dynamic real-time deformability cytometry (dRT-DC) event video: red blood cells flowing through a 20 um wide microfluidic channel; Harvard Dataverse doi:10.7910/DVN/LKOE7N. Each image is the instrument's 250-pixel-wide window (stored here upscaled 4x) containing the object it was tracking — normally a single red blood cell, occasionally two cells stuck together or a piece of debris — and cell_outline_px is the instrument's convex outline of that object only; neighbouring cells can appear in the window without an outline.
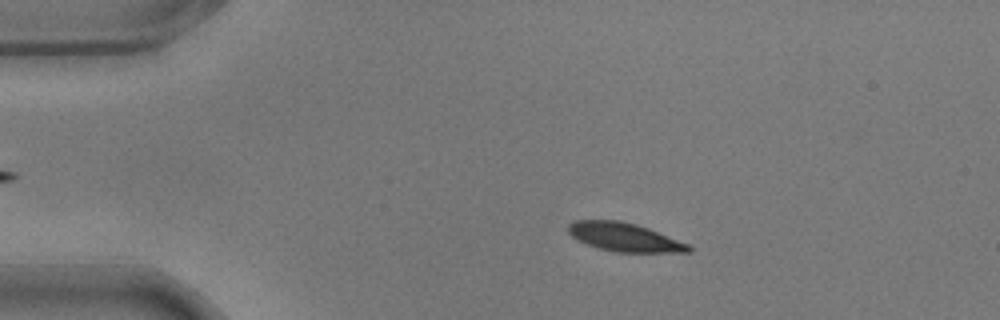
{"species": "common noctule bat (a hibernating species)", "species_latin": "Nyctalus noctula", "temperature_condition": "warm", "stored_images_in_passage": 57, "camera_frame_rate_fps": 3000, "um_per_image_px": 0.085, "animal": {"sex": "male", "body_mass_g": 17.9}, "frame": {"image": 1, "passage_image": 11, "time_ms": 3.333, "image_size_px": [1000, 320], "cell_outline_px": [[692, 252], [616, 252], [600, 248], [576, 240], [568, 232], [568, 224], [576, 220], [620, 220], [636, 224], [648, 228], [688, 244], [692, 248]], "centroid_in_image_um": [53.06, 20.15], "position_along_channel_um": 31.9, "area_um2": 19.88}}
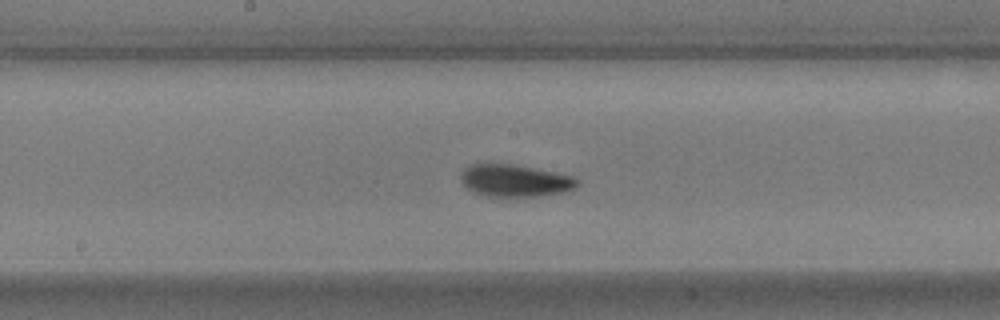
{"frame": {"image": 2, "passage_image": 30, "time_ms": 9.667, "image_size_px": [1000, 320], "cell_outline_px": [[580, 184], [576, 188], [560, 192], [540, 196], [484, 196], [472, 192], [460, 180], [460, 176], [464, 168], [468, 164], [512, 164], [572, 176], [580, 180]], "centroid_in_image_um": [43.74, 15.36], "position_along_channel_um": 204.5, "area_um2": 21.73}}
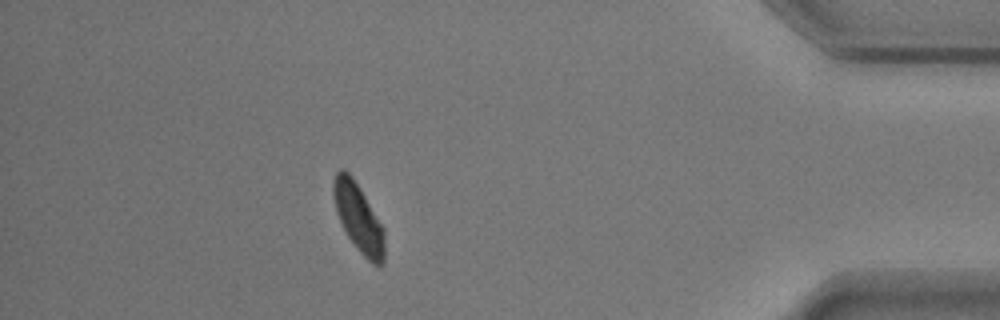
{"frame": {"image": 3, "passage_image": 51, "time_ms": 16.667, "image_size_px": [1000, 320], "cell_outline_px": [[384, 264], [372, 264], [356, 248], [348, 236], [336, 212], [332, 192], [332, 180], [336, 172], [340, 168], [344, 168], [352, 176], [384, 228]], "centroid_in_image_um": [30.45, 18.48], "position_along_channel_um": 404.8, "area_um2": 20.23}, "authors_computed_cell_mechanics": {"area_um2": 20.8658, "velocity_mm_per_s": 3.5072, "shape_relaxation_time_tau1_ms": 2.8556, "shape_relaxation_time_tau2_ms": 1.1663, "deformation_change_tau1": 0.1182, "deformation_change_tau2": 0.0417}}